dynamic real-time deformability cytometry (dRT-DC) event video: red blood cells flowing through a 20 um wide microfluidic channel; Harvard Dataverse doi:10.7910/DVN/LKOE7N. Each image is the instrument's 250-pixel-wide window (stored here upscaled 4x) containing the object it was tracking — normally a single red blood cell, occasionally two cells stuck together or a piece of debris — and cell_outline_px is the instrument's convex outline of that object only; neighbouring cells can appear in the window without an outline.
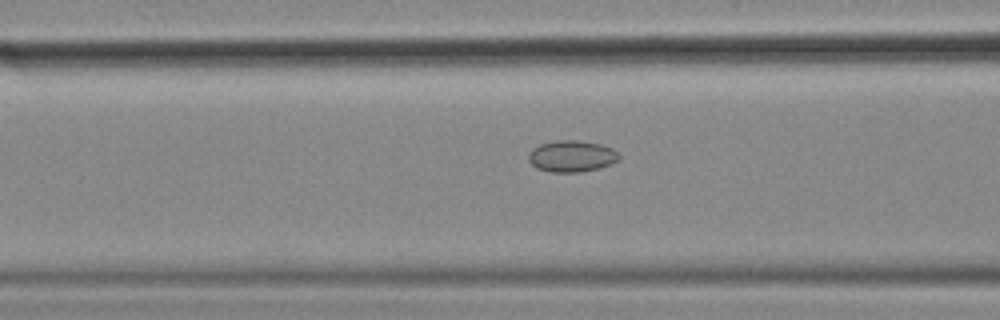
{"species": "common noctule bat (a hibernating species)", "species_latin": "Nyctalus noctula", "temperature_condition": "cold", "stored_images_in_passage": 52, "camera_frame_rate_fps": 3000, "um_per_image_px": 0.085, "animal": {"sex": "female", "body_mass_g": 18.4}, "frame": {"image": 1, "passage_image": 18, "time_ms": 5.667, "image_size_px": [1000, 320], "cell_outline_px": [[620, 160], [612, 164], [580, 172], [552, 172], [536, 168], [528, 160], [528, 152], [532, 148], [540, 144], [556, 140], [580, 140], [600, 144], [612, 148], [620, 156]], "centroid_in_image_um": [48.58, 13.27], "position_along_channel_um": 118.0, "area_um2": 16.7}}
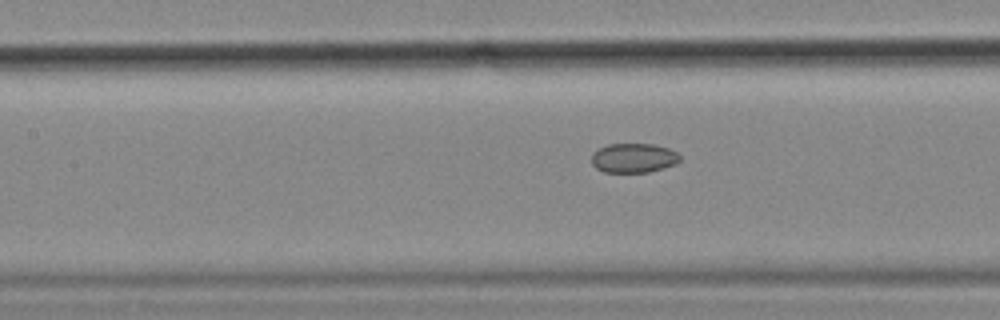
{"frame": {"image": 2, "passage_image": 21, "time_ms": 6.667, "image_size_px": [1000, 320], "cell_outline_px": [[680, 160], [676, 164], [648, 172], [604, 172], [596, 168], [592, 164], [592, 152], [608, 144], [652, 144], [668, 148], [676, 152], [680, 156]], "centroid_in_image_um": [53.84, 13.43], "position_along_channel_um": 153.6, "area_um2": 15.09}}
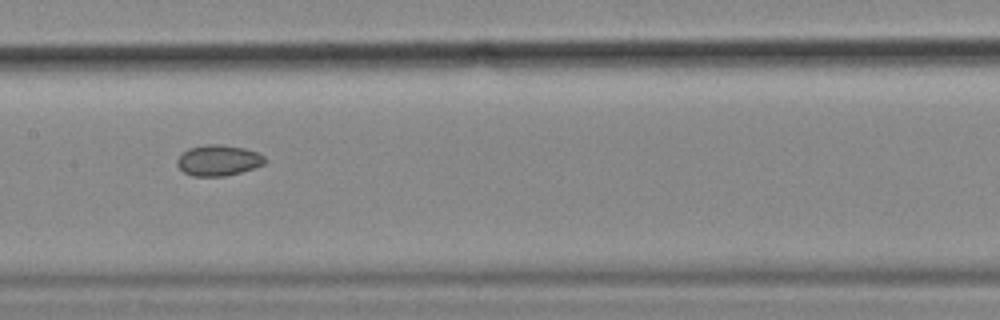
{"frame": {"image": 3, "passage_image": 24, "time_ms": 7.667, "image_size_px": [1000, 320], "cell_outline_px": [[268, 160], [264, 164], [240, 172], [224, 176], [192, 176], [184, 172], [176, 164], [176, 160], [188, 148], [204, 144], [220, 144], [244, 148], [256, 152], [264, 156]], "centroid_in_image_um": [18.55, 13.62], "position_along_channel_um": 188.8, "area_um2": 15.72}, "authors_computed_cell_mechanics": {"area_um2": 17.0221, "velocity_mm_per_s": 3.5494, "shape_relaxation_time_tau1_ms": null, "shape_relaxation_time_tau2_ms": 4.301, "deformation_change_tau1": null, "deformation_change_tau2": 0.0632}}